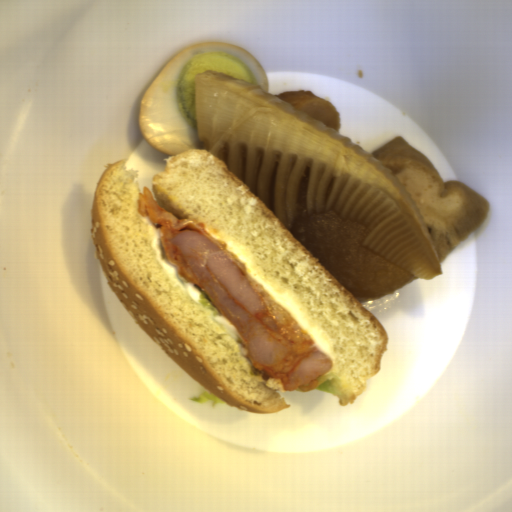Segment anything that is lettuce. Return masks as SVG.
<instances>
[{
	"mask_svg": "<svg viewBox=\"0 0 512 512\" xmlns=\"http://www.w3.org/2000/svg\"><path fill=\"white\" fill-rule=\"evenodd\" d=\"M314 390L330 393L337 399H344L346 391L343 387L340 377L327 374L318 378V384Z\"/></svg>",
	"mask_w": 512,
	"mask_h": 512,
	"instance_id": "obj_1",
	"label": "lettuce"
},
{
	"mask_svg": "<svg viewBox=\"0 0 512 512\" xmlns=\"http://www.w3.org/2000/svg\"><path fill=\"white\" fill-rule=\"evenodd\" d=\"M188 399L190 401L198 402L201 404H207L208 401H211L212 408L216 407L217 404H228L210 393L206 388H202L198 396L190 397Z\"/></svg>",
	"mask_w": 512,
	"mask_h": 512,
	"instance_id": "obj_2",
	"label": "lettuce"
},
{
	"mask_svg": "<svg viewBox=\"0 0 512 512\" xmlns=\"http://www.w3.org/2000/svg\"><path fill=\"white\" fill-rule=\"evenodd\" d=\"M196 286V288L198 289L199 293H200V297H199V301L201 302V304L203 306H205L206 308H208L209 310H211L213 312V314L215 316H223L219 311L218 309L213 305L210 297L208 295H206L202 290L201 288L198 286V284H193Z\"/></svg>",
	"mask_w": 512,
	"mask_h": 512,
	"instance_id": "obj_3",
	"label": "lettuce"
}]
</instances>
